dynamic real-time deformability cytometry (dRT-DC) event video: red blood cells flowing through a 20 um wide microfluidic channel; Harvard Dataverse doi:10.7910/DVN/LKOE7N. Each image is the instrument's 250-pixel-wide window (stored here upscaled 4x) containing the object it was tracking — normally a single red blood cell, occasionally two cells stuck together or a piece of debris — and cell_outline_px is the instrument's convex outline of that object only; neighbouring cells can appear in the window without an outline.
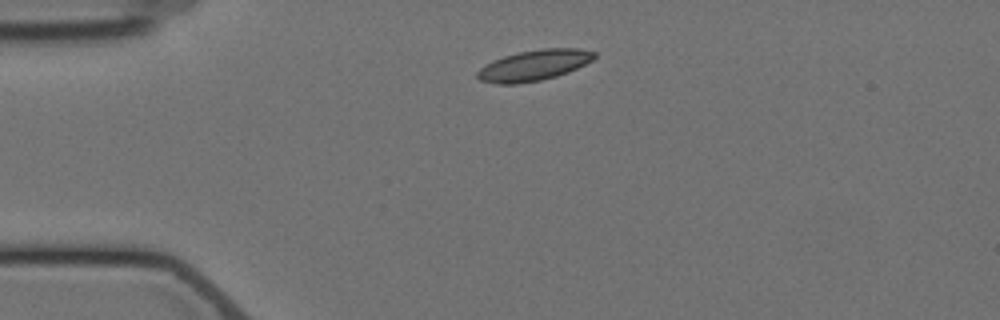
{"species": "Egyptian fruit bat (a non-hibernating species)", "species_latin": "Rousettus aegyptiacus", "temperature_condition": "cold", "stored_images_in_passage": 2, "camera_frame_rate_fps": 3000, "um_per_image_px": 0.085, "animal": {"sex": "female"}, "frame": {"image": 1, "passage_image": 1, "time_ms": 0.0, "image_size_px": [1000, 320], "cell_outline_px": [[596, 56], [592, 60], [568, 72], [556, 76], [540, 80], [516, 84], [496, 84], [480, 80], [476, 76], [476, 72], [484, 64], [504, 56], [520, 52], [544, 48], [580, 48], [596, 52]], "centroid_in_image_um": [45.37, 5.55], "position_along_channel_um": 39.6, "area_um2": 20.87}}